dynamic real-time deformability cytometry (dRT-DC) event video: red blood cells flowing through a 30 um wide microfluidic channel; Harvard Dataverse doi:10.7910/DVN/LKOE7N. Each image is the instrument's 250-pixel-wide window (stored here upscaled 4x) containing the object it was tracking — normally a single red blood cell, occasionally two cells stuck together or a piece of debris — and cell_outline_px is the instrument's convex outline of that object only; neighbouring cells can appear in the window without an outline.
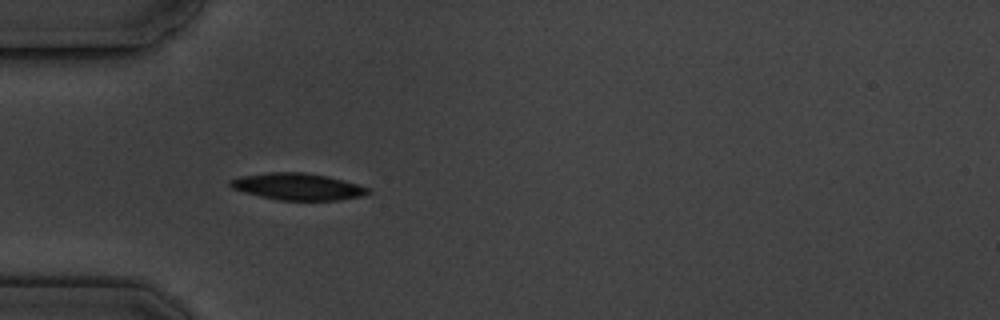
{"species": "common noctule bat (a hibernating species)", "species_latin": "Nyctalus noctula", "temperature_condition": "cold", "stored_images_in_passage": 5, "camera_frame_rate_fps": 3000, "um_per_image_px": 0.085, "animal": {"sex": "male", "body_mass_g": 19.5, "forearm_length_mm": 54.6}, "frame": {"image": 1, "passage_image": 4, "time_ms": 3.667, "image_size_px": [1000, 320], "cell_outline_px": [[372, 192], [360, 196], [340, 200], [276, 200], [244, 192], [232, 188], [228, 184], [228, 180], [244, 176], [268, 172], [304, 172], [328, 176], [344, 180], [368, 188]], "centroid_in_image_um": [25.29, 15.86], "position_along_channel_um": 59.7, "area_um2": 21.44}}